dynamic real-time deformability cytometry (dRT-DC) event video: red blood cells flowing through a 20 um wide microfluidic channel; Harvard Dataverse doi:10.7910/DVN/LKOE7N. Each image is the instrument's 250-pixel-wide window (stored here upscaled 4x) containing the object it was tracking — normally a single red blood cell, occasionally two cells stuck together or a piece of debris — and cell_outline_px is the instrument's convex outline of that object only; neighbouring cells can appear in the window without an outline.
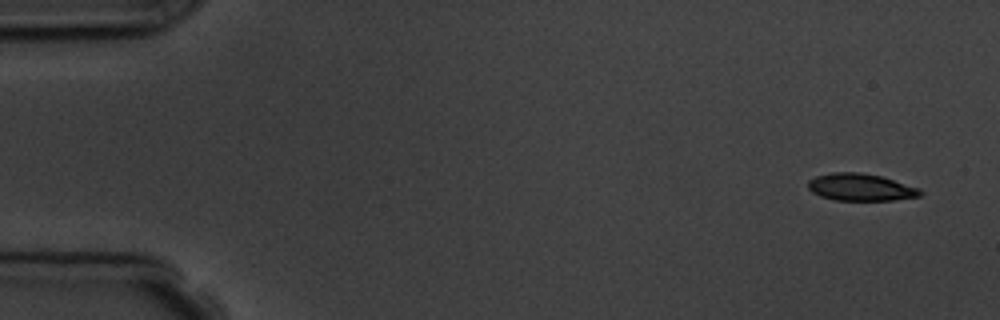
{"species": "common noctule bat (a hibernating species)", "species_latin": "Nyctalus noctula", "temperature_condition": "room temperature", "stored_images_in_passage": 4, "camera_frame_rate_fps": 3000, "um_per_image_px": 0.085, "animal": {"sex": "male", "body_mass_g": 19.5, "forearm_length_mm": 54.6}, "frame": {"image": 1, "passage_image": 1, "time_ms": 0.0, "image_size_px": [1000, 320], "cell_outline_px": [[924, 192], [920, 196], [892, 200], [836, 200], [820, 196], [812, 192], [808, 188], [808, 180], [816, 176], [832, 172], [860, 172], [880, 176], [920, 188]], "centroid_in_image_um": [73.15, 15.91], "position_along_channel_um": 11.9, "area_um2": 17.74}}
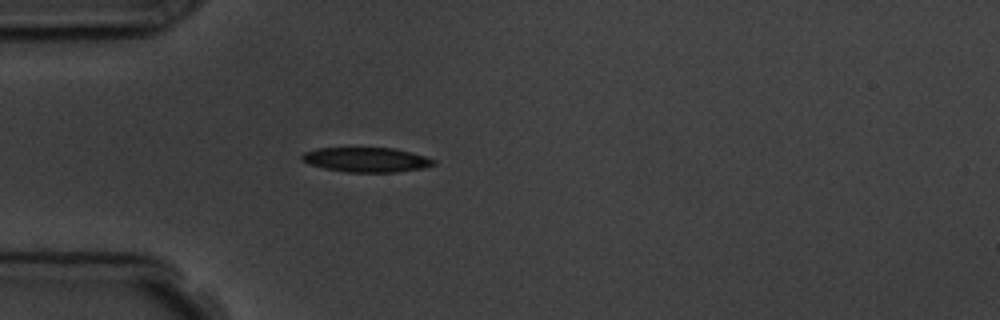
{"frame": {"image": 2, "passage_image": 4, "time_ms": 4.333, "image_size_px": [1000, 320], "cell_outline_px": [[436, 164], [420, 168], [396, 172], [348, 172], [324, 168], [308, 164], [300, 160], [300, 156], [304, 152], [320, 148], [396, 148], [424, 156], [436, 160]], "centroid_in_image_um": [31.11, 13.57], "position_along_channel_um": 53.9, "area_um2": 18.84}}